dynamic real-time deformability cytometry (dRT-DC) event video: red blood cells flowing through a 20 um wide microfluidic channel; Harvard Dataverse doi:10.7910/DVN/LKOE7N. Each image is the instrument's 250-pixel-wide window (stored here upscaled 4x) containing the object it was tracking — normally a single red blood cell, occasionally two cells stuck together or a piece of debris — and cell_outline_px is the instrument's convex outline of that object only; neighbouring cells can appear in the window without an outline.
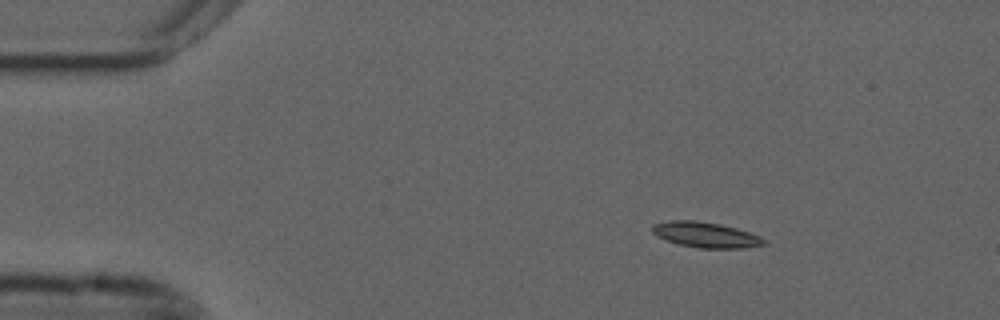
{"species": "common noctule bat (a hibernating species)", "species_latin": "Nyctalus noctula", "temperature_condition": "cold", "stored_images_in_passage": 15, "camera_frame_rate_fps": 3000, "um_per_image_px": 0.085, "animal": {"sex": "male", "forearm_length_mm": 52.5}, "frame": {"image": 1, "passage_image": 9, "time_ms": 2.667, "image_size_px": [1000, 320], "cell_outline_px": [[764, 244], [744, 248], [700, 248], [680, 244], [656, 236], [652, 232], [652, 224], [668, 220], [696, 220], [720, 224], [736, 228], [760, 236], [764, 240]], "centroid_in_image_um": [59.94, 19.94], "position_along_channel_um": 25.1, "area_um2": 16.42}}